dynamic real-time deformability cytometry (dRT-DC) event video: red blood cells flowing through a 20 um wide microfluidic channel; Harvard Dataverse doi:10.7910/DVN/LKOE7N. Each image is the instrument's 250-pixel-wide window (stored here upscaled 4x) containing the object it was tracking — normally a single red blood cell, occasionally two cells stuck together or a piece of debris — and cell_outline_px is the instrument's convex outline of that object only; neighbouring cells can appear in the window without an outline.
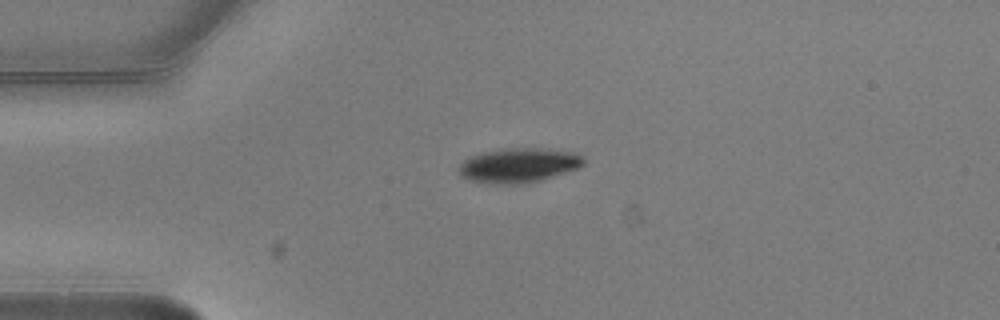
{"species": "common noctule bat (a hibernating species)", "species_latin": "Nyctalus noctula", "temperature_condition": "warm", "stored_images_in_passage": 3, "camera_frame_rate_fps": 3000, "um_per_image_px": 0.085, "animal": {"sex": "male", "body_mass_g": 20.5, "forearm_length_mm": 52.5}, "frame": {"image": 1, "passage_image": 1, "time_ms": 0.0, "image_size_px": [1000, 320], "cell_outline_px": [[584, 164], [576, 168], [540, 180], [524, 184], [500, 184], [472, 180], [464, 176], [460, 172], [460, 164], [464, 160], [472, 156], [484, 152], [508, 148], [540, 148], [572, 152], [580, 156], [584, 160]], "centroid_in_image_um": [44.1, 14.04], "position_along_channel_um": 40.9, "area_um2": 24.39}}
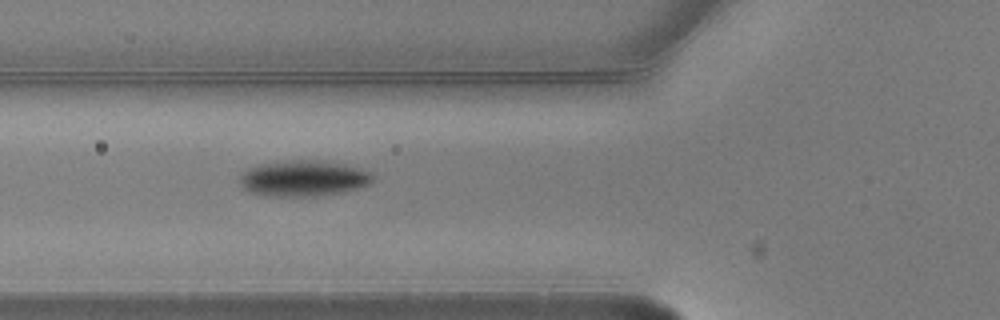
{"frame": {"image": 2, "passage_image": 3, "time_ms": 0.667, "image_size_px": [1000, 320], "cell_outline_px": [[372, 180], [368, 184], [356, 188], [340, 192], [316, 196], [264, 196], [252, 192], [244, 188], [240, 184], [240, 176], [248, 168], [264, 164], [292, 160], [308, 160], [344, 164], [368, 172], [372, 176]], "centroid_in_image_um": [25.74, 15.17], "position_along_channel_um": 100.1, "area_um2": 27.11}}